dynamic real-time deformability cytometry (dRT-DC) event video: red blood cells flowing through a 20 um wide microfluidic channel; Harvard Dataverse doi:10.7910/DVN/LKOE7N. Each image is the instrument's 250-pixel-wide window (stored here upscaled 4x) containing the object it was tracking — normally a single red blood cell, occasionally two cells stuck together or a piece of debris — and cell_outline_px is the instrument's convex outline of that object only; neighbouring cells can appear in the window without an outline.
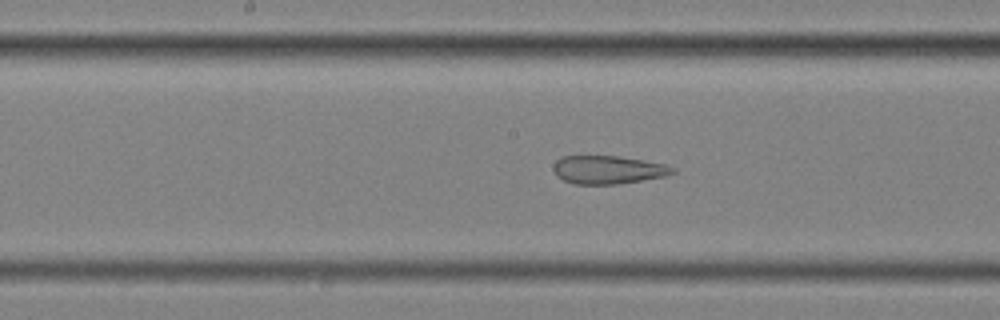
{"species": "common noctule bat (a hibernating species)", "species_latin": "Nyctalus noctula", "temperature_condition": "cold", "stored_images_in_passage": 56, "segment_of_instrument_passage": [2, 2], "camera_frame_rate_fps": 3000, "um_per_image_px": 0.085, "animal": {"sex": "female", "body_mass_g": 25.1}, "frame": {"image": 1, "passage_image": 29, "time_ms": 9.333, "image_size_px": [1000, 320], "cell_outline_px": [[676, 172], [664, 176], [616, 184], [576, 184], [564, 180], [556, 176], [552, 168], [556, 160], [560, 156], [616, 156], [668, 164], [676, 168]], "centroid_in_image_um": [51.67, 14.42], "position_along_channel_um": 196.5, "area_um2": 19.59}}
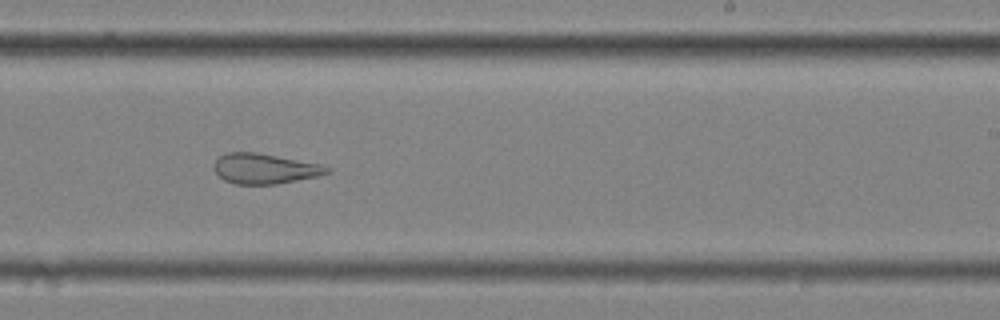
{"frame": {"image": 2, "passage_image": 35, "time_ms": 11.333, "image_size_px": [1000, 320], "cell_outline_px": [[332, 172], [316, 176], [276, 184], [236, 184], [224, 180], [212, 168], [212, 164], [220, 156], [228, 152], [256, 152], [320, 164], [332, 168]], "centroid_in_image_um": [22.48, 14.33], "position_along_channel_um": 266.5, "area_um2": 19.83}}
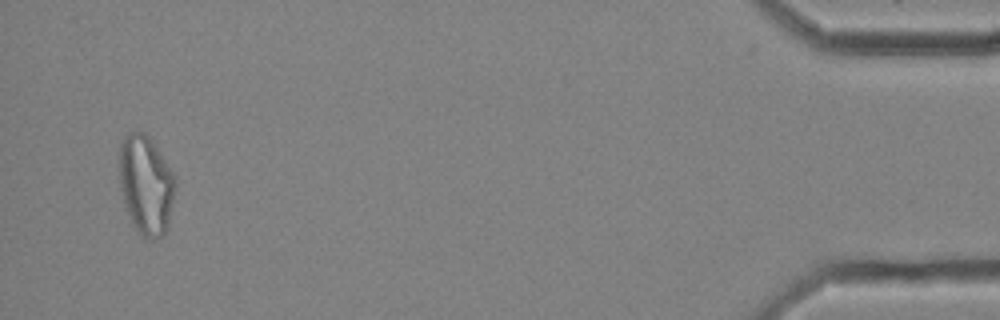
{"frame": {"image": 3, "passage_image": 55, "time_ms": 18.0, "image_size_px": [1000, 320], "cell_outline_px": [[176, 184], [168, 228], [160, 236], [152, 240], [144, 240], [140, 236], [132, 224], [124, 204], [120, 188], [120, 140], [128, 132], [144, 132], [156, 144], [176, 176]], "centroid_in_image_um": [12.42, 15.72], "position_along_channel_um": 422.8, "area_um2": 32.95}}